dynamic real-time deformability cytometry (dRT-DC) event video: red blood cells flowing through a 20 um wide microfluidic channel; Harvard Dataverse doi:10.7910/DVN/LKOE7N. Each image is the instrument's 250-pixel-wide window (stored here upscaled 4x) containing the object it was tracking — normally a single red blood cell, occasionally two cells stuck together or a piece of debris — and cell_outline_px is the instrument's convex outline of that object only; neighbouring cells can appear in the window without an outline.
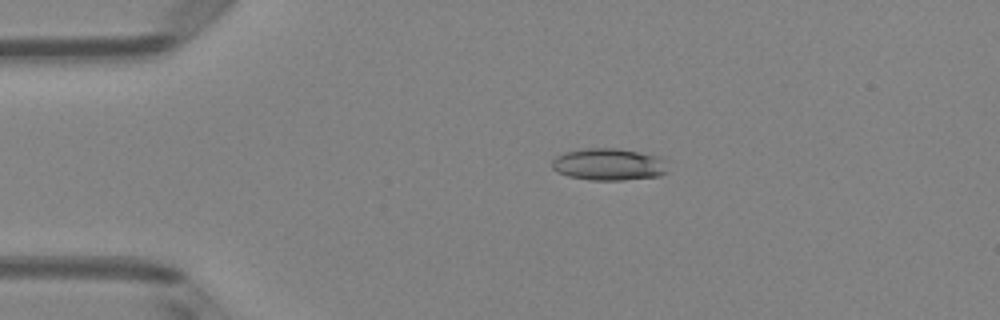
{"species": "Egyptian fruit bat (a non-hibernating species)", "species_latin": "Rousettus aegyptiacus", "temperature_condition": "room temperature", "stored_images_in_passage": 50, "camera_frame_rate_fps": 3000, "um_per_image_px": 0.085, "animal": {"sex": "female"}, "frame": {"image": 1, "passage_image": 11, "time_ms": 3.333, "image_size_px": [1000, 320], "cell_outline_px": [[668, 172], [660, 176], [624, 180], [588, 180], [568, 176], [556, 172], [552, 168], [552, 160], [556, 156], [564, 152], [580, 148], [620, 148], [660, 156], [668, 160]], "centroid_in_image_um": [51.78, 13.97], "position_along_channel_um": 33.2, "area_um2": 22.25}}
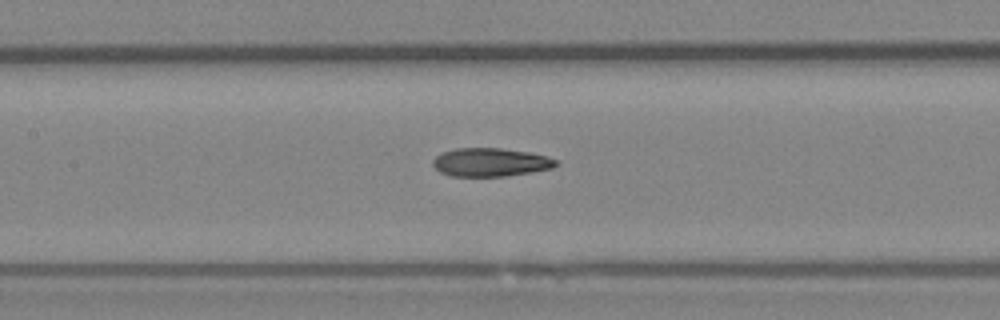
{"frame": {"image": 2, "passage_image": 24, "time_ms": 7.667, "image_size_px": [1000, 320], "cell_outline_px": [[560, 164], [552, 168], [508, 176], [448, 176], [440, 172], [432, 164], [432, 160], [436, 156], [444, 152], [456, 148], [500, 148], [528, 152], [544, 156], [556, 160]], "centroid_in_image_um": [41.67, 13.8], "position_along_channel_um": 165.7, "area_um2": 20.29}}
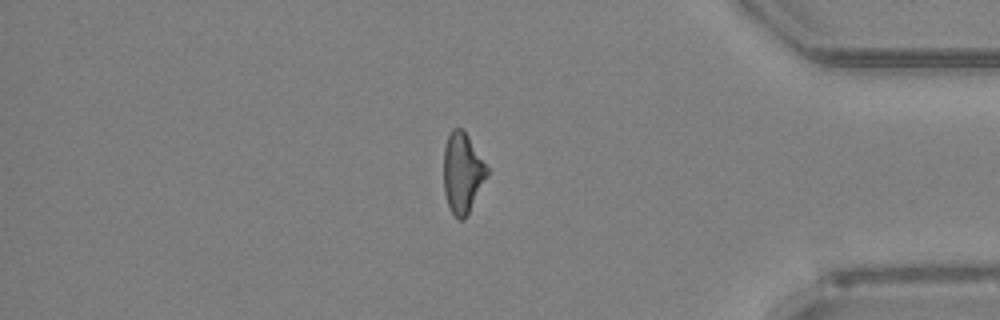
{"frame": {"image": 3, "passage_image": 43, "time_ms": 14.0, "image_size_px": [1000, 320], "cell_outline_px": [[488, 172], [464, 220], [460, 220], [452, 212], [448, 204], [444, 192], [444, 148], [448, 136], [452, 128], [460, 128], [468, 136], [488, 168]], "centroid_in_image_um": [39.28, 14.67], "position_along_channel_um": 395.9, "area_um2": 19.65}, "authors_computed_cell_mechanics": {"area_um2": 20.8658, "velocity_mm_per_s": 4.0781, "shape_relaxation_time_tau1_ms": 3.5328, "shape_relaxation_time_tau2_ms": 2.6178, "deformation_change_tau1": 0.1491, "deformation_change_tau2": 0.1242}}